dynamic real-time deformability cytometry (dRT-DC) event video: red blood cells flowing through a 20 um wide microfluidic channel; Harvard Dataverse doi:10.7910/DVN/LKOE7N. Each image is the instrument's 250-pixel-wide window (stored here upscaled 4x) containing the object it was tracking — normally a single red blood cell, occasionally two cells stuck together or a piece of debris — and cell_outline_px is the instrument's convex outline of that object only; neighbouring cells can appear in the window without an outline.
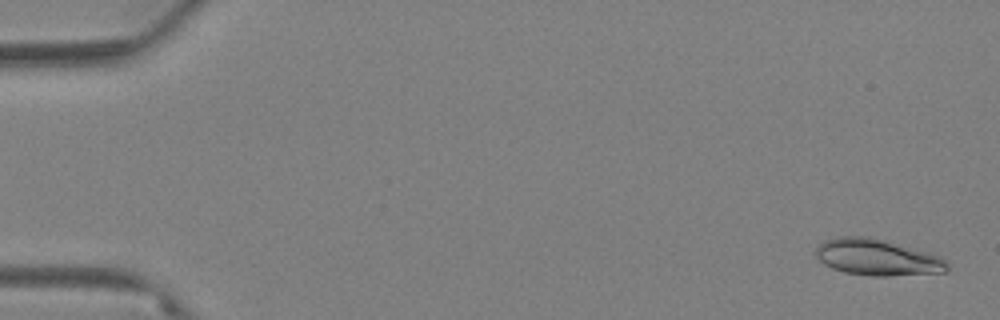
{"species": "Egyptian fruit bat (a non-hibernating species)", "species_latin": "Rousettus aegyptiacus", "temperature_condition": "warm", "stored_images_in_passage": 66, "camera_frame_rate_fps": 3000, "um_per_image_px": 0.085, "animal": {"sex": "female"}, "frame": {"image": 1, "passage_image": 2, "time_ms": 0.333, "image_size_px": [1000, 320], "cell_outline_px": [[948, 272], [888, 276], [872, 276], [844, 272], [832, 268], [824, 264], [816, 256], [816, 248], [824, 240], [840, 236], [868, 236], [884, 240], [940, 256], [948, 264]], "centroid_in_image_um": [74.55, 21.88], "position_along_channel_um": 10.4, "area_um2": 27.69}}
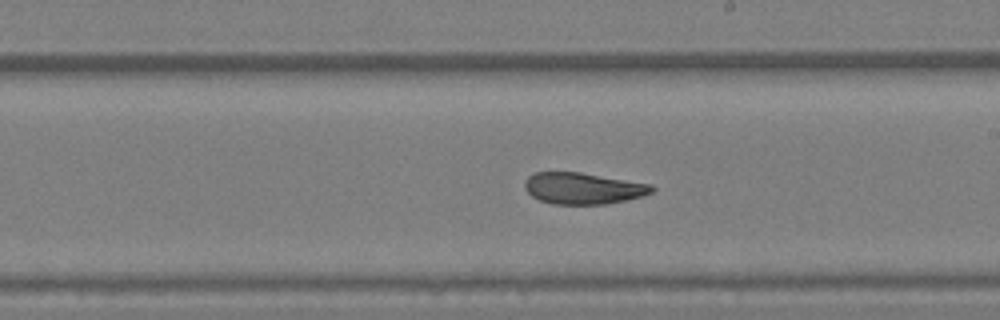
{"frame": {"image": 2, "passage_image": 39, "time_ms": 12.667, "image_size_px": [1000, 320], "cell_outline_px": [[656, 188], [652, 192], [640, 196], [624, 200], [604, 204], [552, 204], [540, 200], [532, 196], [524, 188], [524, 180], [528, 176], [536, 172], [580, 172], [652, 184]], "centroid_in_image_um": [49.53, 16.0], "position_along_channel_um": 239.5, "area_um2": 23.24}}
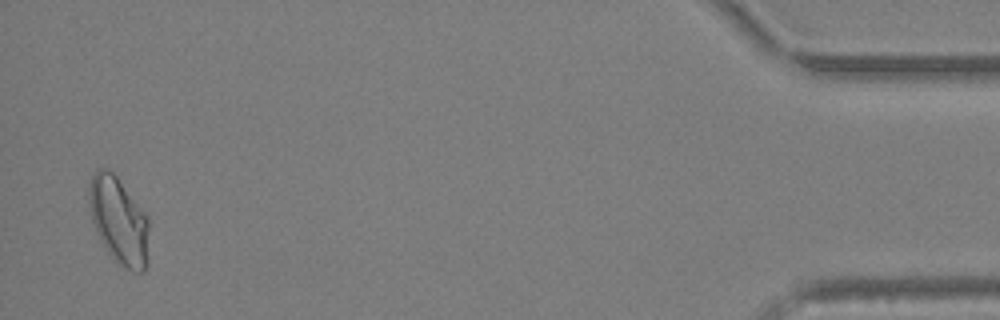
{"frame": {"image": 3, "passage_image": 65, "time_ms": 21.333, "image_size_px": [1000, 320], "cell_outline_px": [[148, 264], [144, 272], [132, 272], [120, 268], [112, 260], [100, 240], [96, 232], [92, 220], [88, 204], [88, 184], [96, 168], [108, 168], [116, 176], [148, 216]], "centroid_in_image_um": [10.09, 18.81], "position_along_channel_um": 425.1, "area_um2": 31.15}, "authors_computed_cell_mechanics": {"area_um2": 25.1719, "velocity_mm_per_s": 3.1044, "shape_relaxation_time_tau1_ms": null, "shape_relaxation_time_tau2_ms": 3.0856, "deformation_change_tau1": null, "deformation_change_tau2": 0.0957}}